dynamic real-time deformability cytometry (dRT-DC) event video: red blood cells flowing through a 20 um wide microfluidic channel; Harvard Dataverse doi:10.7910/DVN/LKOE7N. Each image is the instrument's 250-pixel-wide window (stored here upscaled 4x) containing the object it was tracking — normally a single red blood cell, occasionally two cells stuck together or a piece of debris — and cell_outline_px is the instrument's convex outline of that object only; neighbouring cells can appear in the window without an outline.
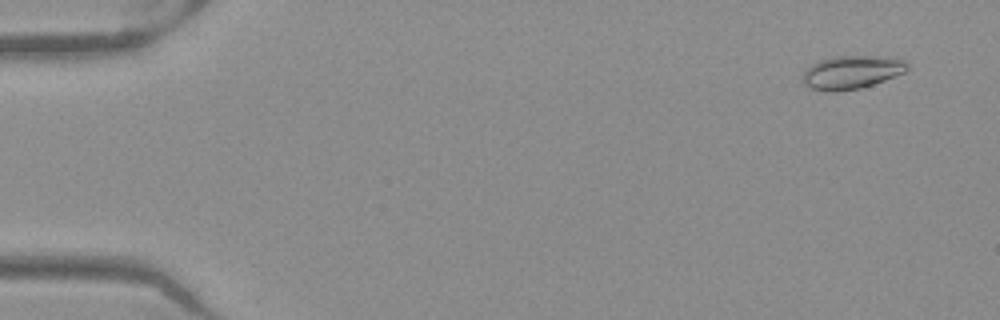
{"species": "Egyptian fruit bat (a non-hibernating species)", "species_latin": "Rousettus aegyptiacus", "temperature_condition": "warm", "stored_images_in_passage": 11, "camera_frame_rate_fps": 3000, "um_per_image_px": 0.085, "frame": {"image": 1, "passage_image": 4, "time_ms": 1.0, "image_size_px": [1000, 320], "cell_outline_px": [[908, 68], [904, 72], [884, 80], [860, 88], [836, 92], [828, 92], [808, 88], [804, 84], [804, 72], [812, 64], [820, 60], [832, 56], [896, 56], [908, 60]], "centroid_in_image_um": [72.43, 6.12], "position_along_channel_um": 12.6, "area_um2": 20.52}}